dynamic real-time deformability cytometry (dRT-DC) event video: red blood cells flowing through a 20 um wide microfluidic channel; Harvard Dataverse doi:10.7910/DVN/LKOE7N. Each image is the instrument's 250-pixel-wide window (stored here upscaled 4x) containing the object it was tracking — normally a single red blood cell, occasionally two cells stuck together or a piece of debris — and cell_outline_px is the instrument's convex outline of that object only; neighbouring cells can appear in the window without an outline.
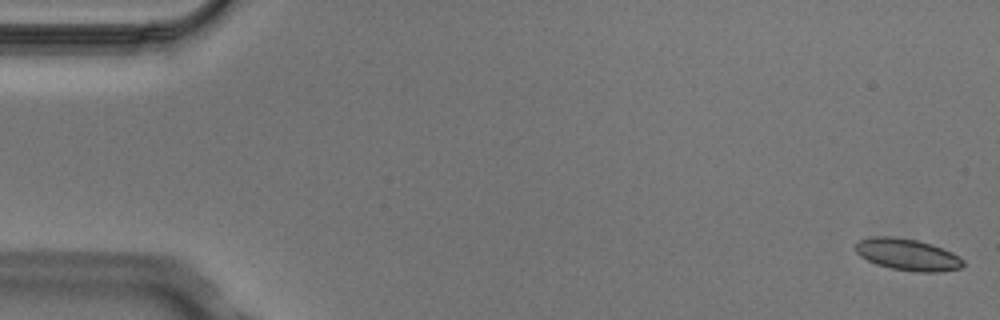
{"species": "Egyptian fruit bat (a non-hibernating species)", "species_latin": "Rousettus aegyptiacus", "temperature_condition": "cold", "stored_images_in_passage": 6, "camera_frame_rate_fps": 3000, "um_per_image_px": 0.085, "animal": {"sex": "male"}, "frame": {"image": 1, "passage_image": 1, "time_ms": 0.0, "image_size_px": [1000, 320], "cell_outline_px": [[964, 264], [960, 268], [940, 272], [920, 272], [892, 268], [876, 264], [860, 256], [856, 252], [856, 244], [860, 240], [872, 236], [892, 236], [916, 240], [932, 244], [952, 252], [960, 256], [964, 260]], "centroid_in_image_um": [77.16, 21.63], "position_along_channel_um": 7.8, "area_um2": 19.83}}
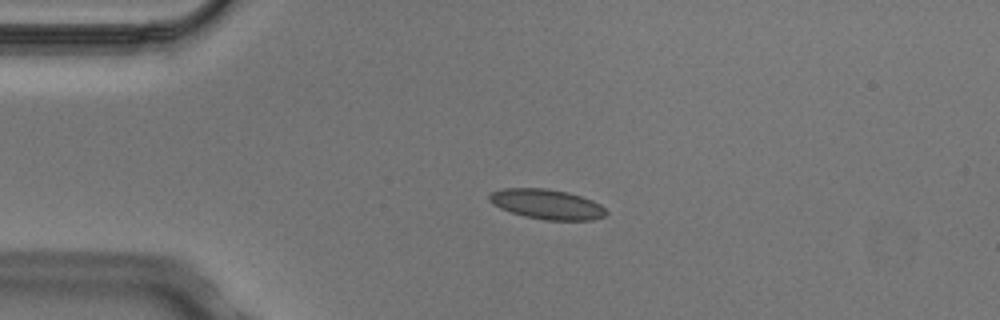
{"frame": {"image": 2, "passage_image": 4, "time_ms": 1.0, "image_size_px": [1000, 320], "cell_outline_px": [[608, 212], [604, 216], [592, 220], [544, 220], [524, 216], [500, 208], [492, 204], [488, 200], [488, 196], [492, 192], [504, 188], [544, 188], [568, 192], [592, 200], [600, 204]], "centroid_in_image_um": [46.47, 17.36], "position_along_channel_um": 38.5, "area_um2": 20.35}}
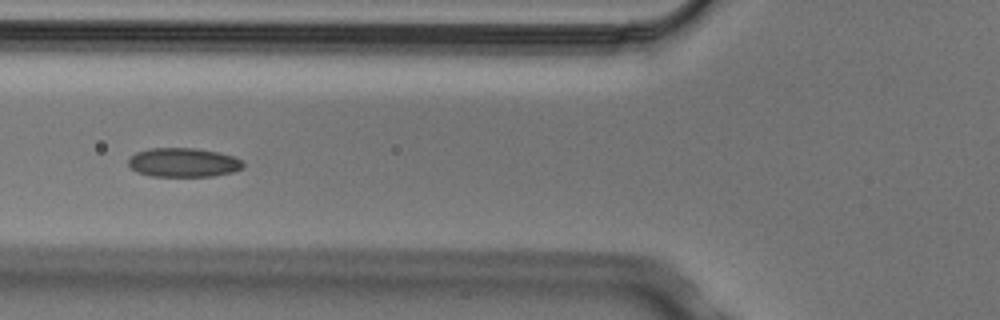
{"frame": {"image": 3, "passage_image": 6, "time_ms": 1.667, "image_size_px": [1000, 320], "cell_outline_px": [[244, 168], [232, 172], [212, 176], [152, 176], [136, 172], [128, 164], [128, 160], [136, 152], [148, 148], [196, 148], [216, 152], [232, 156], [244, 160]], "centroid_in_image_um": [15.6, 13.81], "position_along_channel_um": 110.2, "area_um2": 19.48}}